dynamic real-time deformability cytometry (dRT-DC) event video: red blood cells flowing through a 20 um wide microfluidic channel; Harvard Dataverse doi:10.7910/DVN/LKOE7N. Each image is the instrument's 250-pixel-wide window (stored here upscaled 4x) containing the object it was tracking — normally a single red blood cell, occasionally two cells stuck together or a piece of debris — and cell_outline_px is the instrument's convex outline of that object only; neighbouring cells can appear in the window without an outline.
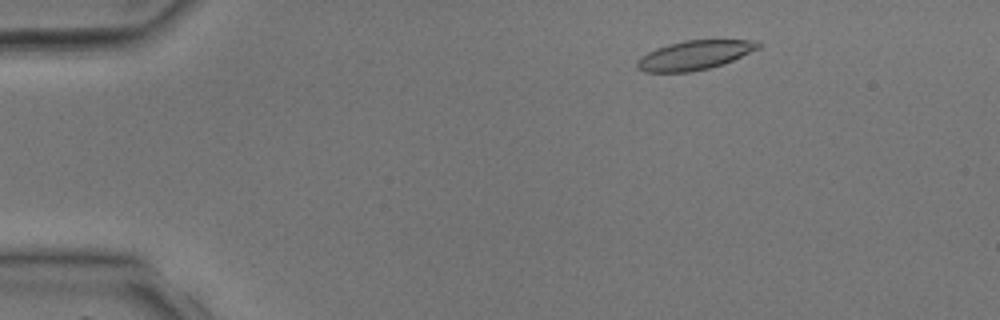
{"species": "common noctule bat (a hibernating species)", "species_latin": "Nyctalus noctula", "temperature_condition": "room temperature", "stored_images_in_passage": 2, "camera_frame_rate_fps": 3000, "um_per_image_px": 0.085, "animal": {"sex": "male", "body_mass_g": 17.9, "forearm_length_mm": 54.2}, "frame": {"image": 1, "passage_image": 1, "time_ms": 0.0, "image_size_px": [1000, 320], "cell_outline_px": [[764, 44], [760, 48], [724, 64], [692, 72], [644, 72], [636, 68], [636, 60], [640, 56], [656, 48], [668, 44], [684, 40], [756, 40]], "centroid_in_image_um": [59.03, 4.69], "position_along_channel_um": 26.0, "area_um2": 20.87}}